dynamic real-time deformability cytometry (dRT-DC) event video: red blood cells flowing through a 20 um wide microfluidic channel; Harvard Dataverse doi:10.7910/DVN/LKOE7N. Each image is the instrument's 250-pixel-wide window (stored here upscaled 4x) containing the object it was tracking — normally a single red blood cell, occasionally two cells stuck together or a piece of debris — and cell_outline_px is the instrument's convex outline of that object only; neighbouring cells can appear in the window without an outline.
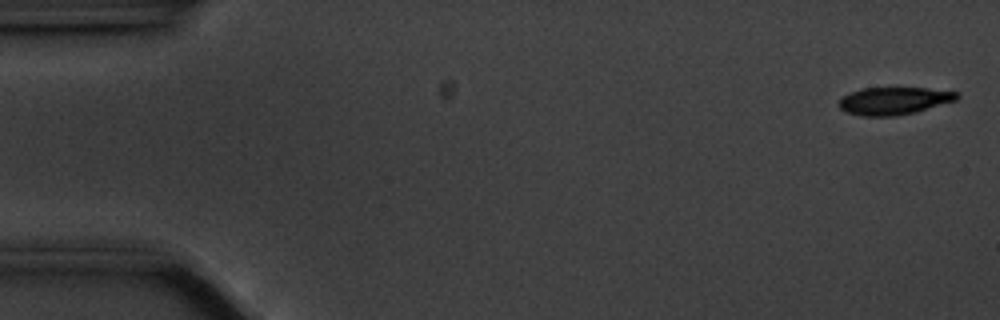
{"species": "common noctule bat (a hibernating species)", "species_latin": "Nyctalus noctula", "temperature_condition": "cold", "stored_images_in_passage": 57, "camera_frame_rate_fps": 3000, "um_per_image_px": 0.085, "animal": {"sex": "male", "body_mass_g": 20.1, "forearm_length_mm": 53.5}, "frame": {"image": 1, "passage_image": 2, "time_ms": 0.333, "image_size_px": [1000, 320], "cell_outline_px": [[960, 96], [956, 100], [916, 112], [896, 116], [860, 116], [844, 112], [836, 104], [840, 96], [848, 92], [860, 88], [928, 88], [960, 92]], "centroid_in_image_um": [75.92, 8.57], "position_along_channel_um": 9.1, "area_um2": 19.36}}
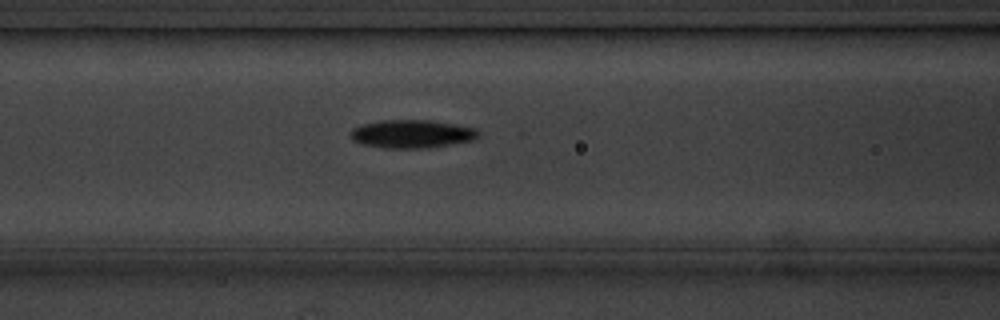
{"frame": {"image": 2, "passage_image": 23, "time_ms": 7.333, "image_size_px": [1000, 320], "cell_outline_px": [[480, 136], [472, 140], [428, 148], [380, 148], [360, 144], [352, 140], [348, 136], [352, 128], [360, 124], [380, 120], [432, 120], [476, 128], [480, 132]], "centroid_in_image_um": [34.95, 11.38], "position_along_channel_um": 131.7, "area_um2": 21.39}}
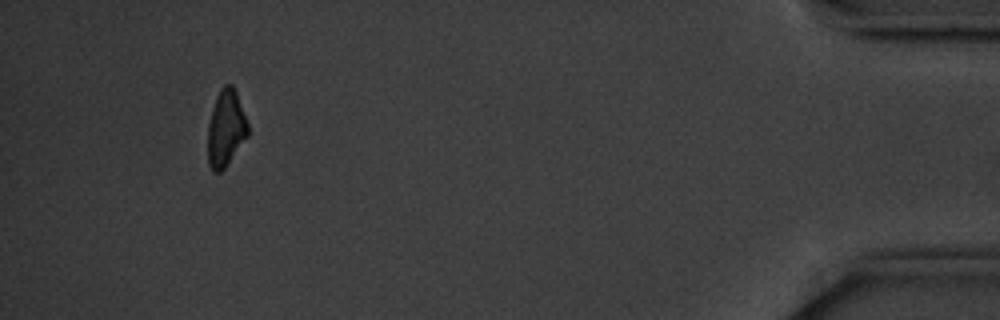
{"frame": {"image": 3, "passage_image": 53, "time_ms": 17.333, "image_size_px": [1000, 320], "cell_outline_px": [[248, 136], [224, 168], [220, 172], [212, 172], [208, 164], [208, 124], [212, 108], [216, 96], [220, 88], [224, 84], [232, 84], [236, 92], [248, 124]], "centroid_in_image_um": [19.18, 10.9], "position_along_channel_um": 416.0, "area_um2": 17.86}, "authors_computed_cell_mechanics": {"area_um2": 19.8832, "velocity_mm_per_s": 3.5339, "shape_relaxation_time_tau1_ms": 2.5823, "shape_relaxation_time_tau2_ms": null, "deformation_change_tau1": 0.1352, "deformation_change_tau2": null}}